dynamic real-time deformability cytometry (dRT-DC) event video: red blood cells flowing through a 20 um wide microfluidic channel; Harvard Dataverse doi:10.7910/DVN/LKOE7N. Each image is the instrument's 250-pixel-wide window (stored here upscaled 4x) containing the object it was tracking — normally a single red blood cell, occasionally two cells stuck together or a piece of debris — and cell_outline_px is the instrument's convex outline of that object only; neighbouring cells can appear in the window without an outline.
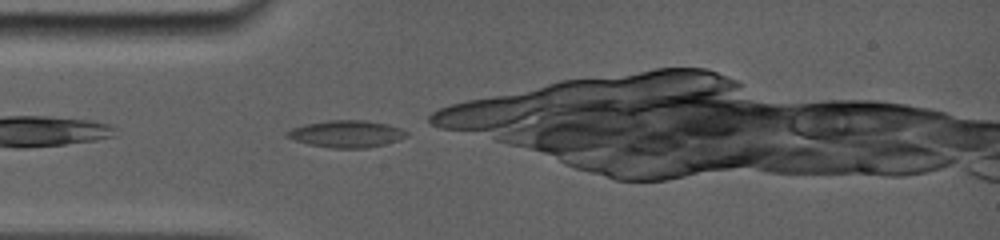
{"species": "common noctule bat (a hibernating species)", "species_latin": "Nyctalus noctula", "temperature_condition": "room temperature", "stored_images_in_passage": 24, "camera_frame_rate_fps": 5000, "um_per_image_px": 0.085, "animal": {"sex": "female", "body_mass_g": 19.0, "forearm_length_mm": 56.7}, "frame": {"image": 1, "passage_image": 1, "time_ms": 0.0, "image_size_px": [1000, 240], "cell_outline_px": [[408, 136], [400, 140], [368, 148], [332, 148], [308, 144], [284, 136], [284, 132], [292, 128], [304, 124], [328, 120], [364, 120], [388, 124], [400, 128], [408, 132]], "centroid_in_image_um": [29.45, 11.38], "position_along_channel_um": 55.6, "area_um2": 18.96}}